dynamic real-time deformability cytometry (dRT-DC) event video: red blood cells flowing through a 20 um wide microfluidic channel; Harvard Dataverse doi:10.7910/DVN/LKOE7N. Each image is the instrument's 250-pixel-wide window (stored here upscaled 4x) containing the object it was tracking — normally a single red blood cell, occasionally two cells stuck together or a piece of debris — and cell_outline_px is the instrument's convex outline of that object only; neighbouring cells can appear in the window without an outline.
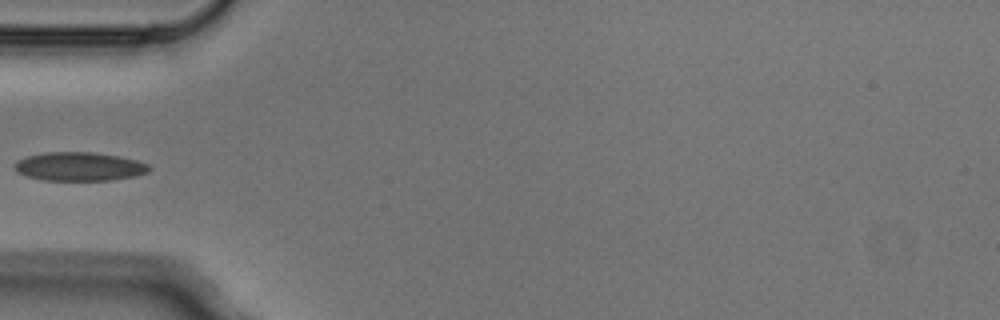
{"species": "Egyptian fruit bat (a non-hibernating species)", "species_latin": "Rousettus aegyptiacus", "temperature_condition": "cold", "stored_images_in_passage": 4, "camera_frame_rate_fps": 3000, "um_per_image_px": 0.085, "animal": {"sex": "male"}, "frame": {"image": 1, "passage_image": 4, "time_ms": 1.0, "image_size_px": [1000, 320], "cell_outline_px": [[152, 168], [148, 172], [136, 176], [112, 180], [44, 180], [28, 176], [16, 172], [16, 160], [28, 156], [44, 152], [92, 152], [116, 156], [136, 160], [148, 164]], "centroid_in_image_um": [6.76, 14.15], "position_along_channel_um": 78.2, "area_um2": 22.37}}